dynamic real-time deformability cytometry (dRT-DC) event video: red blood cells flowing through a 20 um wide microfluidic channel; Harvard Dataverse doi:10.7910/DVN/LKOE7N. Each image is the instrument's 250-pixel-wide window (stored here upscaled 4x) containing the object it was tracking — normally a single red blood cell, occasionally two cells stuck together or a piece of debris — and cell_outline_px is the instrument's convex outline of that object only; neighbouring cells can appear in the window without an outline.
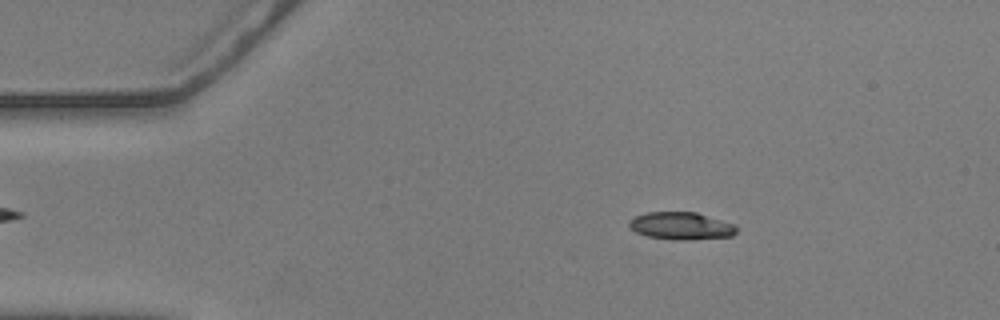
{"species": "common noctule bat (a hibernating species)", "species_latin": "Nyctalus noctula", "temperature_condition": "warm", "stored_images_in_passage": 21, "camera_frame_rate_fps": 3000, "um_per_image_px": 0.085, "animal": {"sex": "male", "body_mass_g": 20.5, "forearm_length_mm": 52.5}, "frame": {"image": 1, "passage_image": 9, "time_ms": 2.667, "image_size_px": [1000, 320], "cell_outline_px": [[736, 232], [732, 236], [688, 240], [672, 240], [648, 236], [636, 232], [628, 224], [628, 220], [636, 216], [648, 212], [696, 212], [736, 224]], "centroid_in_image_um": [57.91, 19.2], "position_along_channel_um": 27.1, "area_um2": 17.22}}
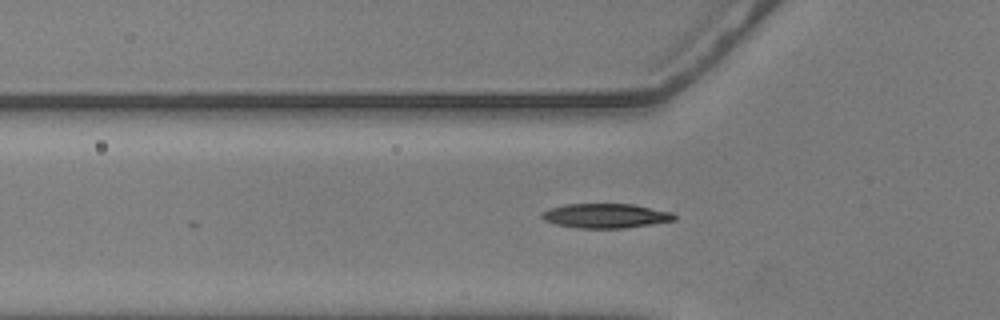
{"frame": {"image": 2, "passage_image": 18, "time_ms": 5.667, "image_size_px": [1000, 320], "cell_outline_px": [[676, 220], [624, 228], [576, 228], [556, 224], [544, 220], [540, 216], [540, 212], [564, 204], [632, 204], [672, 212], [676, 216]], "centroid_in_image_um": [51.46, 18.34], "position_along_channel_um": 74.3, "area_um2": 18.84}}
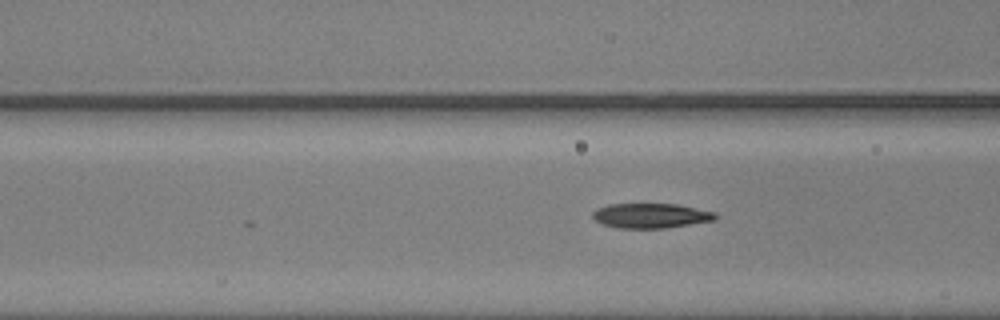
{"frame": {"image": 3, "passage_image": 21, "time_ms": 6.667, "image_size_px": [1000, 320], "cell_outline_px": [[716, 220], [664, 228], [616, 228], [604, 224], [596, 220], [592, 216], [592, 212], [596, 208], [608, 204], [676, 204], [716, 212]], "centroid_in_image_um": [55.3, 18.33], "position_along_channel_um": 111.3, "area_um2": 17.69}}